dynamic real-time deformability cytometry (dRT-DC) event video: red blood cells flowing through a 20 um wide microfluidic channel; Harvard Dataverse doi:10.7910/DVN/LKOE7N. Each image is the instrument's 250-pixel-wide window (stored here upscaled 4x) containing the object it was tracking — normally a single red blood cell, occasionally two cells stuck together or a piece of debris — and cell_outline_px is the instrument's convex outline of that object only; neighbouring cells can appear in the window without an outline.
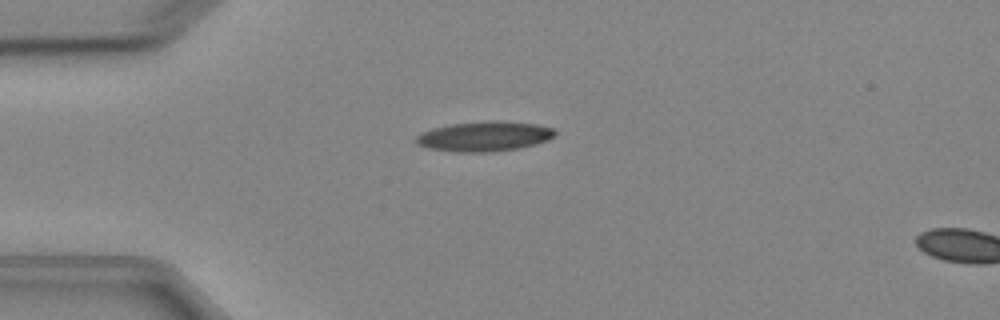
{"species": "Egyptian fruit bat (a non-hibernating species)", "species_latin": "Rousettus aegyptiacus", "temperature_condition": "cold", "stored_images_in_passage": 5, "camera_frame_rate_fps": 3000, "um_per_image_px": 0.085, "animal": {"sex": "female"}, "frame": {"image": 1, "passage_image": 4, "time_ms": 3.333, "image_size_px": [1000, 320], "cell_outline_px": [[556, 136], [548, 140], [536, 144], [516, 148], [492, 152], [452, 152], [428, 148], [416, 144], [412, 140], [416, 136], [432, 128], [452, 124], [492, 120], [536, 124], [552, 128], [556, 132]], "centroid_in_image_um": [41.14, 11.6], "position_along_channel_um": 43.9, "area_um2": 24.28}}